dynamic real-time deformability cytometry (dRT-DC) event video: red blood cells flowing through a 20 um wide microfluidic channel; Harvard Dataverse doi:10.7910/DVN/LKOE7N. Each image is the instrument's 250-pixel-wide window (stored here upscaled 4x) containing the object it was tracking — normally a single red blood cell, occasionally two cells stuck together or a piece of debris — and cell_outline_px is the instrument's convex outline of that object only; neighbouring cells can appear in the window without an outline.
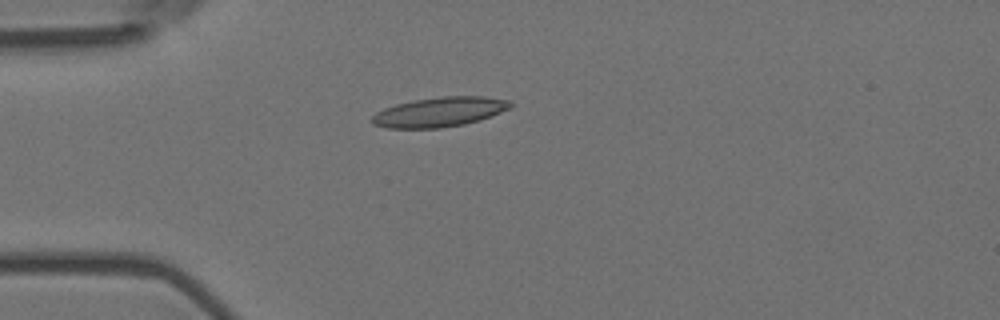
{"species": "Egyptian fruit bat (a non-hibernating species)", "species_latin": "Rousettus aegyptiacus", "temperature_condition": "room temperature", "stored_images_in_passage": 4, "camera_frame_rate_fps": 3000, "um_per_image_px": 0.085, "animal": {"sex": "female"}, "frame": {"image": 1, "passage_image": 3, "time_ms": 0.667, "image_size_px": [1000, 320], "cell_outline_px": [[512, 108], [480, 120], [464, 124], [440, 128], [388, 128], [372, 124], [372, 116], [376, 112], [384, 108], [396, 104], [416, 100], [444, 96], [484, 96], [512, 100]], "centroid_in_image_um": [37.4, 9.51], "position_along_channel_um": 47.6, "area_um2": 23.99}}